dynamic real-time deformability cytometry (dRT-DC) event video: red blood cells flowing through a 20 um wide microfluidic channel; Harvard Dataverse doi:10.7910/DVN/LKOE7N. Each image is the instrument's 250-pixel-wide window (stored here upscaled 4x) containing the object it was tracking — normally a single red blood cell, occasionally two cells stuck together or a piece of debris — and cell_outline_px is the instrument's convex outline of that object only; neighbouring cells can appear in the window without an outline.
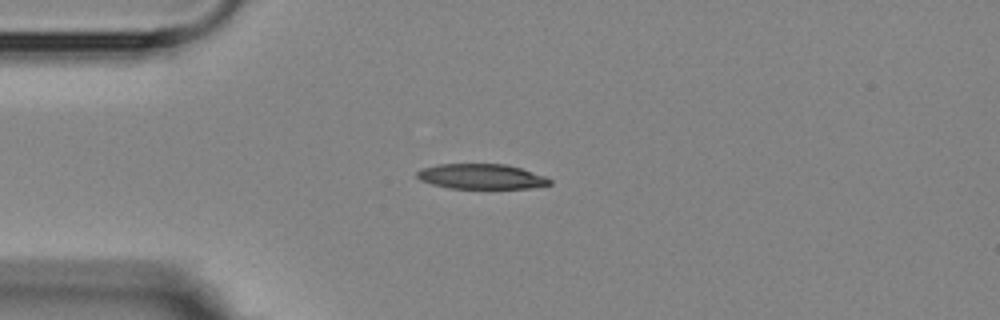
{"species": "Egyptian fruit bat (a non-hibernating species)", "species_latin": "Rousettus aegyptiacus", "temperature_condition": "room temperature", "stored_images_in_passage": 5, "camera_frame_rate_fps": 3000, "um_per_image_px": 0.085, "animal": {"sex": "female"}, "frame": {"image": 1, "passage_image": 1, "time_ms": 0.0, "image_size_px": [1000, 320], "cell_outline_px": [[552, 184], [532, 188], [448, 188], [432, 184], [420, 180], [416, 176], [416, 172], [424, 168], [436, 164], [504, 164], [520, 168], [544, 176], [552, 180]], "centroid_in_image_um": [40.9, 15.0], "position_along_channel_um": 44.1, "area_um2": 19.31}}
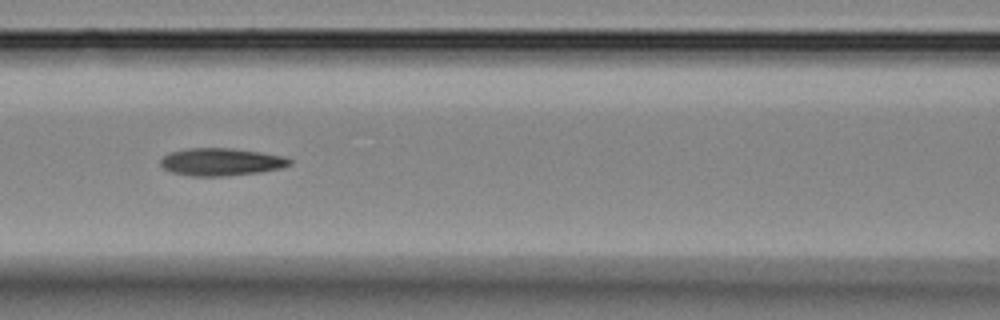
{"frame": {"image": 2, "passage_image": 4, "time_ms": 3.333, "image_size_px": [1000, 320], "cell_outline_px": [[292, 164], [280, 168], [260, 172], [228, 176], [192, 176], [172, 172], [164, 168], [160, 164], [160, 160], [168, 152], [188, 148], [232, 148], [260, 152], [284, 156], [292, 160]], "centroid_in_image_um": [18.8, 13.76], "position_along_channel_um": 147.8, "area_um2": 20.81}}
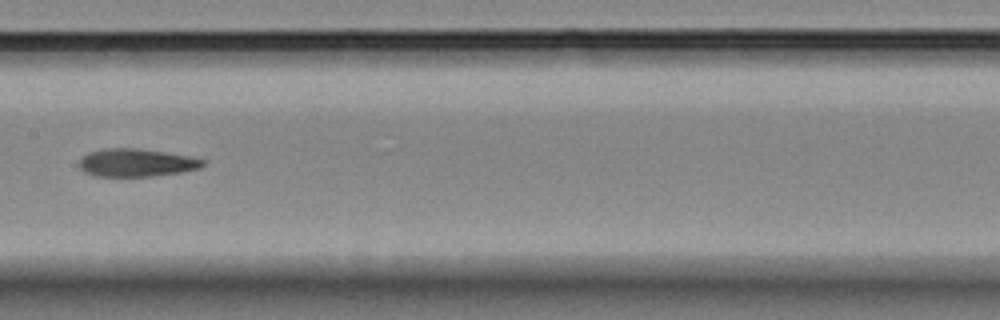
{"frame": {"image": 3, "passage_image": 5, "time_ms": 4.667, "image_size_px": [1000, 320], "cell_outline_px": [[204, 164], [200, 168], [180, 172], [152, 176], [92, 176], [84, 172], [80, 168], [80, 160], [88, 152], [104, 148], [136, 148], [164, 152], [188, 156], [204, 160]], "centroid_in_image_um": [11.55, 13.83], "position_along_channel_um": 195.8, "area_um2": 19.94}}